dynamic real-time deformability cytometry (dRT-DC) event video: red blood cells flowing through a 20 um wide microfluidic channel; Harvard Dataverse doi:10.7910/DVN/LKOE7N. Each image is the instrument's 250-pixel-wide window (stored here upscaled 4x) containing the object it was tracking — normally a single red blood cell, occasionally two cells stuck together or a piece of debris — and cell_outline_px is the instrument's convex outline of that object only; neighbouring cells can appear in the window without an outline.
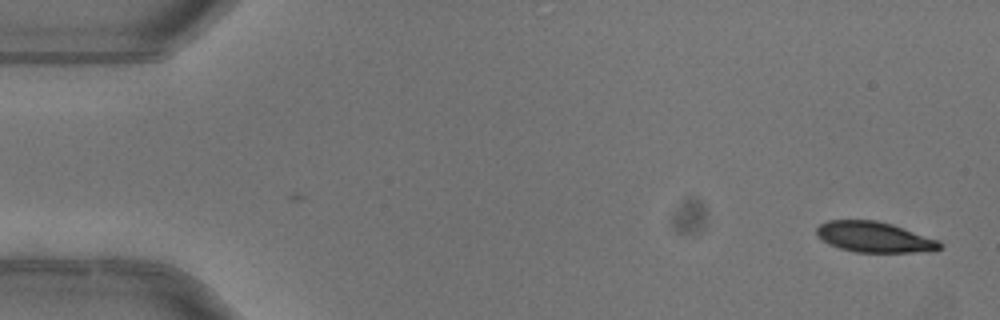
{"species": "common noctule bat (a hibernating species)", "species_latin": "Nyctalus noctula", "temperature_condition": "warm", "stored_images_in_passage": 2, "camera_frame_rate_fps": 3000, "um_per_image_px": 0.085, "animal": {"sex": "female"}, "frame": {"image": 1, "passage_image": 2, "time_ms": 0.333, "image_size_px": [1000, 320], "cell_outline_px": [[944, 248], [912, 252], [856, 252], [840, 248], [828, 244], [816, 232], [816, 228], [820, 224], [828, 220], [876, 220], [892, 224], [940, 240], [944, 244]], "centroid_in_image_um": [74.35, 20.14], "position_along_channel_um": 10.7, "area_um2": 21.85}}